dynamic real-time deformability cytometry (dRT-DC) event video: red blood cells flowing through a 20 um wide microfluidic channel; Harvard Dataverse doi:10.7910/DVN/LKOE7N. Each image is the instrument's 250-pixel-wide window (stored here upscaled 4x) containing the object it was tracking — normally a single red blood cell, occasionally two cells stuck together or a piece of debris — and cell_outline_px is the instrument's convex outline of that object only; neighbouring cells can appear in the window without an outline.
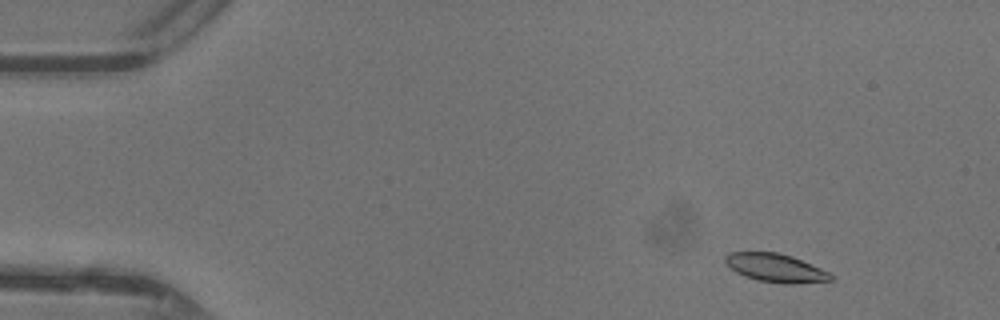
{"species": "common noctule bat (a hibernating species)", "species_latin": "Nyctalus noctula", "temperature_condition": "warm", "stored_images_in_passage": 46, "camera_frame_rate_fps": 3000, "um_per_image_px": 0.085, "animal": {"sex": "female"}, "frame": {"image": 1, "passage_image": 4, "time_ms": 1.0, "image_size_px": [1000, 320], "cell_outline_px": [[836, 276], [832, 280], [796, 284], [784, 284], [760, 280], [744, 276], [736, 272], [724, 260], [724, 256], [728, 252], [776, 252], [792, 256], [820, 268]], "centroid_in_image_um": [65.95, 22.77], "position_along_channel_um": 19.1, "area_um2": 17.4}}
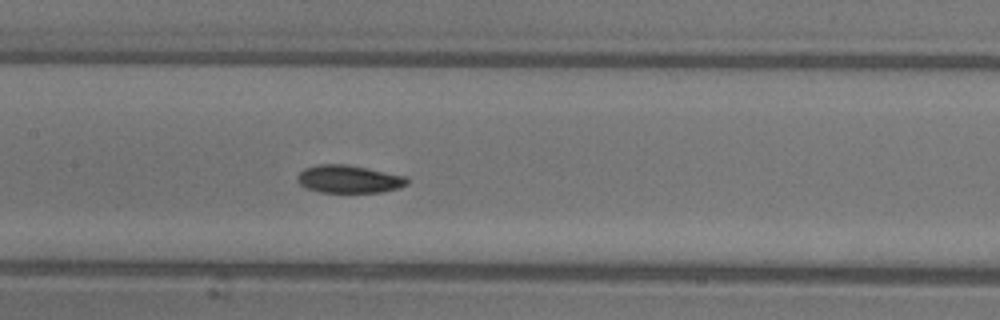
{"frame": {"image": 2, "passage_image": 22, "time_ms": 7.0, "image_size_px": [1000, 320], "cell_outline_px": [[408, 184], [400, 188], [384, 192], [320, 192], [304, 188], [296, 180], [296, 176], [304, 168], [316, 164], [344, 164], [408, 176]], "centroid_in_image_um": [29.65, 15.23], "position_along_channel_um": 177.8, "area_um2": 17.98}}
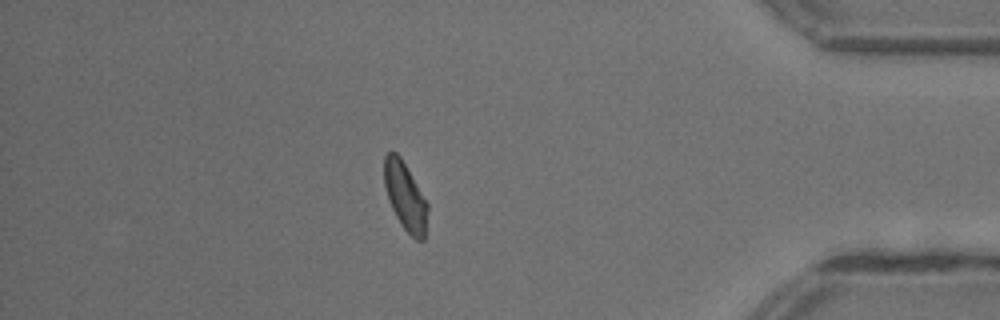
{"frame": {"image": 3, "passage_image": 40, "time_ms": 13.0, "image_size_px": [1000, 320], "cell_outline_px": [[428, 208], [424, 240], [416, 240], [400, 224], [388, 200], [384, 184], [384, 156], [388, 152], [396, 152], [400, 156], [428, 204]], "centroid_in_image_um": [34.43, 16.69], "position_along_channel_um": 400.8, "area_um2": 16.99}, "authors_computed_cell_mechanics": {"area_um2": 17.5712, "velocity_mm_per_s": 4.3817, "shape_relaxation_time_tau1_ms": 2.7537, "shape_relaxation_time_tau2_ms": 3.7898, "deformation_change_tau1": 0.1218, "deformation_change_tau2": 0.0953}}